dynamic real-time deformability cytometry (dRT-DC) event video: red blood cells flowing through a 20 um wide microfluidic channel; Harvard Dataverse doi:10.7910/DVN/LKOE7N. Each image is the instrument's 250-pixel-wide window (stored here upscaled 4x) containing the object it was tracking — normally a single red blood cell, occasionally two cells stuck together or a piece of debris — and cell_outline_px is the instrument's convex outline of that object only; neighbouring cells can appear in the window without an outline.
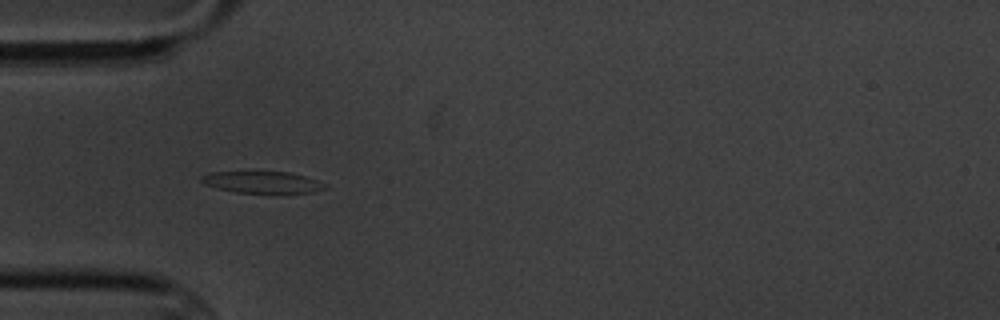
{"species": "common noctule bat (a hibernating species)", "species_latin": "Nyctalus noctula", "temperature_condition": "cold", "stored_images_in_passage": 6, "camera_frame_rate_fps": 3000, "um_per_image_px": 0.085, "animal": {"sex": "male", "body_mass_g": 20.1, "forearm_length_mm": 53.5}, "frame": {"image": 1, "passage_image": 1, "time_ms": 0.0, "image_size_px": [1000, 320], "cell_outline_px": [[324, 188], [312, 192], [236, 192], [204, 184], [200, 180], [200, 176], [208, 172], [288, 172], [304, 176], [316, 180], [324, 184]], "centroid_in_image_um": [22.22, 15.47], "position_along_channel_um": 62.8, "area_um2": 15.09}}
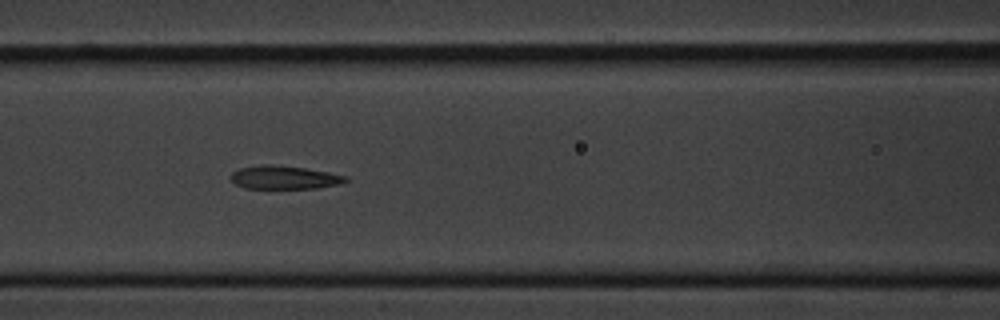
{"frame": {"image": 2, "passage_image": 3, "time_ms": 2.333, "image_size_px": [1000, 320], "cell_outline_px": [[348, 180], [340, 184], [316, 188], [244, 188], [236, 184], [232, 180], [232, 172], [240, 168], [264, 164], [272, 164], [304, 168], [328, 172], [348, 176]], "centroid_in_image_um": [24.19, 15.08], "position_along_channel_um": 142.4, "area_um2": 15.49}}
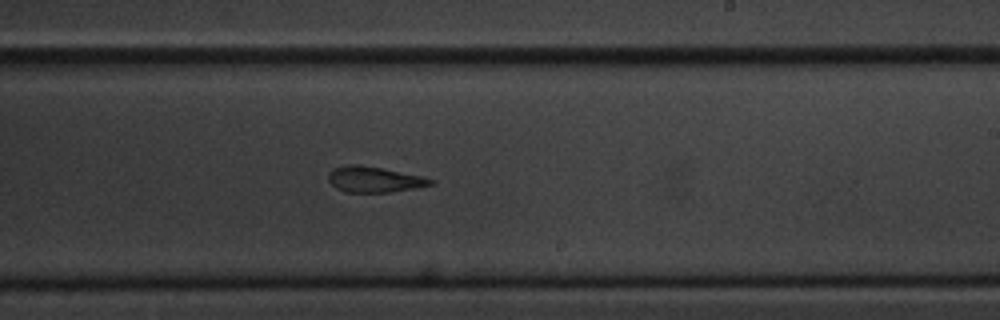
{"frame": {"image": 3, "passage_image": 6, "time_ms": 5.667, "image_size_px": [1000, 320], "cell_outline_px": [[436, 184], [416, 188], [388, 192], [344, 192], [336, 188], [328, 180], [328, 176], [332, 168], [348, 164], [360, 164], [420, 176], [436, 180]], "centroid_in_image_um": [31.8, 15.25], "position_along_channel_um": 257.2, "area_um2": 15.32}}